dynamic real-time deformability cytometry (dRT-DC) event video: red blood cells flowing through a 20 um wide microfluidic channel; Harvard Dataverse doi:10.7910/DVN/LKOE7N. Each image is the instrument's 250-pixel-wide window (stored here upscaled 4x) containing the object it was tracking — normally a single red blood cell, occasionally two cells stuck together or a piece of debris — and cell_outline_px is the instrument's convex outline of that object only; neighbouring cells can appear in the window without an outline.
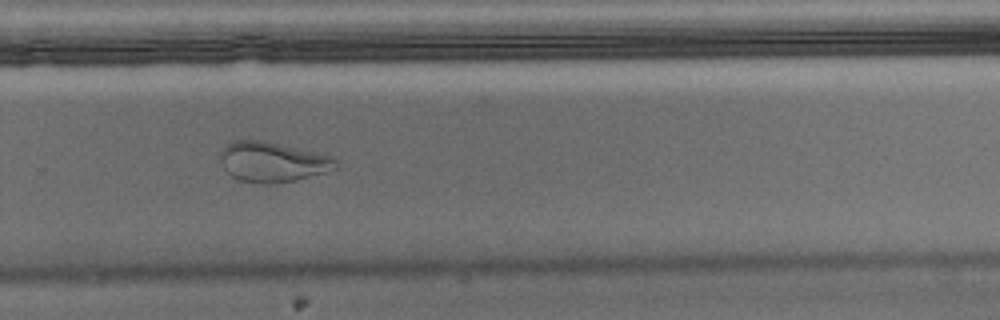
{"species": "Egyptian fruit bat (a non-hibernating species)", "species_latin": "Rousettus aegyptiacus", "temperature_condition": "warm", "stored_images_in_passage": 39, "camera_frame_rate_fps": 3000, "um_per_image_px": 0.085, "animal": {"sex": "male"}, "frame": {"image": 1, "passage_image": 23, "time_ms": 7.333, "image_size_px": [1000, 320], "cell_outline_px": [[336, 168], [324, 172], [296, 180], [272, 184], [260, 184], [236, 180], [224, 168], [220, 160], [220, 152], [232, 140], [260, 140], [336, 156]], "centroid_in_image_um": [23.15, 13.77], "position_along_channel_um": 306.6, "area_um2": 26.99}}